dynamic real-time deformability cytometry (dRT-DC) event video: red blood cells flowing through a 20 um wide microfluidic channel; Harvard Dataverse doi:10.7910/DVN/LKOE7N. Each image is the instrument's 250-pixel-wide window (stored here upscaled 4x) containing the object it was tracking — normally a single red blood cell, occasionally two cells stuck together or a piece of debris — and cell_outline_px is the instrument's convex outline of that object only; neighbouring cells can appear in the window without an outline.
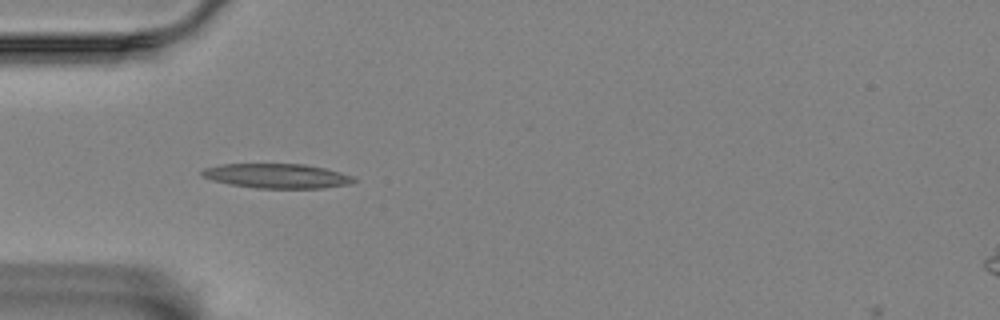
{"species": "Egyptian fruit bat (a non-hibernating species)", "species_latin": "Rousettus aegyptiacus", "temperature_condition": "room temperature", "stored_images_in_passage": 43, "camera_frame_rate_fps": 3000, "um_per_image_px": 0.085, "animal": {"sex": "female"}, "frame": {"image": 1, "passage_image": 3, "time_ms": 0.667, "image_size_px": [1000, 320], "cell_outline_px": [[356, 180], [352, 184], [324, 188], [256, 188], [232, 184], [212, 180], [200, 176], [200, 172], [204, 168], [220, 164], [304, 164], [324, 168], [356, 176]], "centroid_in_image_um": [23.57, 14.95], "position_along_channel_um": 61.4, "area_um2": 21.85}}
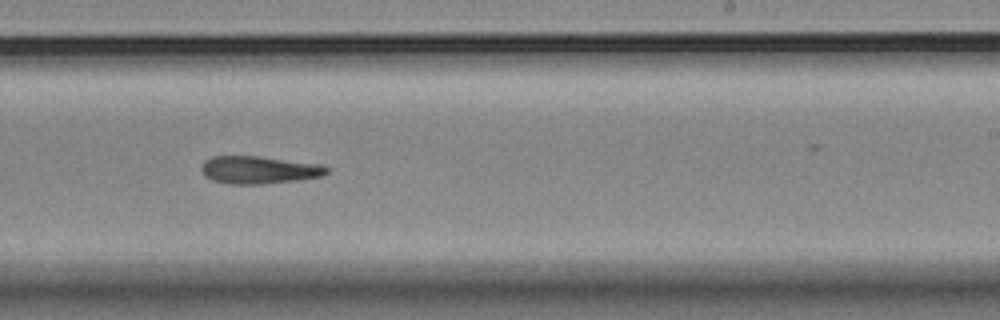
{"frame": {"image": 2, "passage_image": 21, "time_ms": 6.667, "image_size_px": [1000, 320], "cell_outline_px": [[328, 172], [320, 176], [296, 180], [264, 184], [228, 184], [212, 180], [204, 176], [200, 172], [200, 168], [204, 160], [212, 156], [260, 156], [324, 164], [328, 168]], "centroid_in_image_um": [21.97, 14.43], "position_along_channel_um": 267.0, "area_um2": 20.46}}
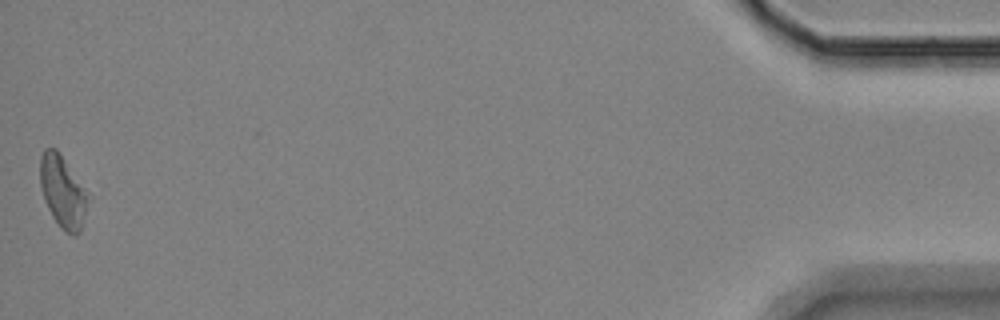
{"frame": {"image": 3, "passage_image": 43, "time_ms": 14.0, "image_size_px": [1000, 320], "cell_outline_px": [[92, 196], [80, 232], [76, 236], [72, 236], [64, 232], [60, 228], [52, 216], [44, 200], [40, 184], [40, 156], [44, 148], [56, 148]], "centroid_in_image_um": [5.38, 16.33], "position_along_channel_um": 429.8, "area_um2": 20.75}}